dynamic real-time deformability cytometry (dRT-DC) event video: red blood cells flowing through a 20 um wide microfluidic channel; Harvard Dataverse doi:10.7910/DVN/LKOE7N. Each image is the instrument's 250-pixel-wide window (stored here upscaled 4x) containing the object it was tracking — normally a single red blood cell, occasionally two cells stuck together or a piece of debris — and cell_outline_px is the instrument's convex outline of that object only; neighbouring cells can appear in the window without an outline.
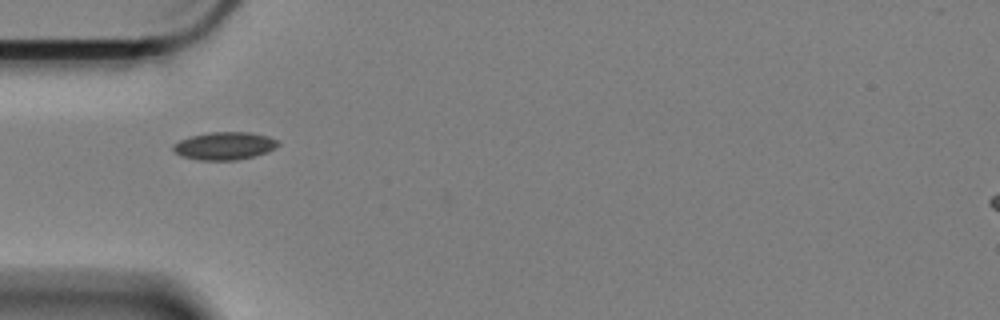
{"species": "Egyptian fruit bat (a non-hibernating species)", "species_latin": "Rousettus aegyptiacus", "temperature_condition": "cold", "stored_images_in_passage": 39, "camera_frame_rate_fps": 3000, "um_per_image_px": 0.085, "animal": {"sex": "female"}, "frame": {"image": 1, "passage_image": 2, "time_ms": 0.333, "image_size_px": [1000, 320], "cell_outline_px": [[280, 144], [276, 148], [268, 152], [236, 160], [200, 160], [180, 156], [172, 148], [172, 144], [180, 140], [192, 136], [208, 132], [252, 132], [268, 136], [280, 140]], "centroid_in_image_um": [19.12, 12.39], "position_along_channel_um": 65.9, "area_um2": 17.11}}
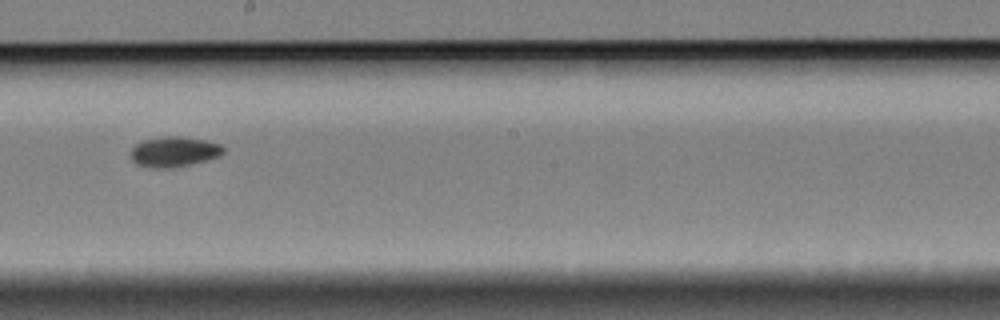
{"frame": {"image": 2, "passage_image": 17, "time_ms": 5.333, "image_size_px": [1000, 320], "cell_outline_px": [[224, 152], [220, 156], [172, 168], [148, 168], [136, 164], [128, 156], [128, 152], [136, 144], [144, 140], [160, 136], [180, 136], [208, 140], [220, 144], [224, 148]], "centroid_in_image_um": [14.74, 12.89], "position_along_channel_um": 233.5, "area_um2": 16.59}}
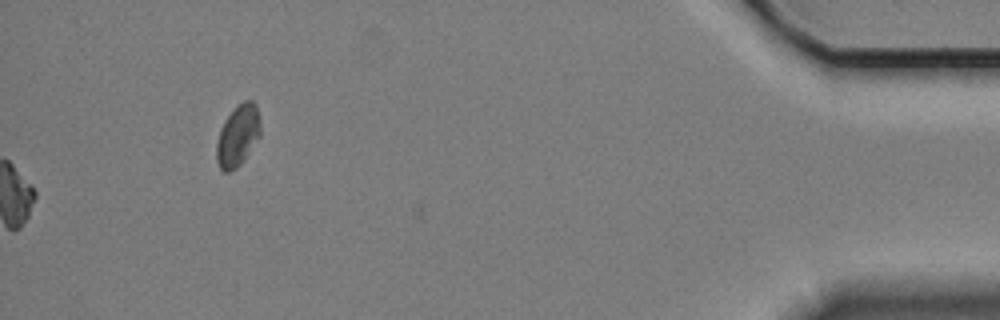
{"frame": {"image": 3, "passage_image": 39, "time_ms": 12.667, "image_size_px": [1000, 320], "cell_outline_px": [[260, 136], [240, 164], [236, 168], [228, 172], [224, 172], [220, 168], [216, 160], [216, 144], [220, 128], [224, 120], [244, 100], [252, 100], [256, 104], [260, 120]], "centroid_in_image_um": [20.21, 11.54], "position_along_channel_um": 415.0, "area_um2": 15.55}, "authors_computed_cell_mechanics": {"area_um2": 15.6638, "velocity_mm_per_s": 3.3443, "shape_relaxation_time_tau1_ms": 8.8319, "shape_relaxation_time_tau2_ms": 2.4276, "deformation_change_tau1": 0.0929, "deformation_change_tau2": 0.0268}}